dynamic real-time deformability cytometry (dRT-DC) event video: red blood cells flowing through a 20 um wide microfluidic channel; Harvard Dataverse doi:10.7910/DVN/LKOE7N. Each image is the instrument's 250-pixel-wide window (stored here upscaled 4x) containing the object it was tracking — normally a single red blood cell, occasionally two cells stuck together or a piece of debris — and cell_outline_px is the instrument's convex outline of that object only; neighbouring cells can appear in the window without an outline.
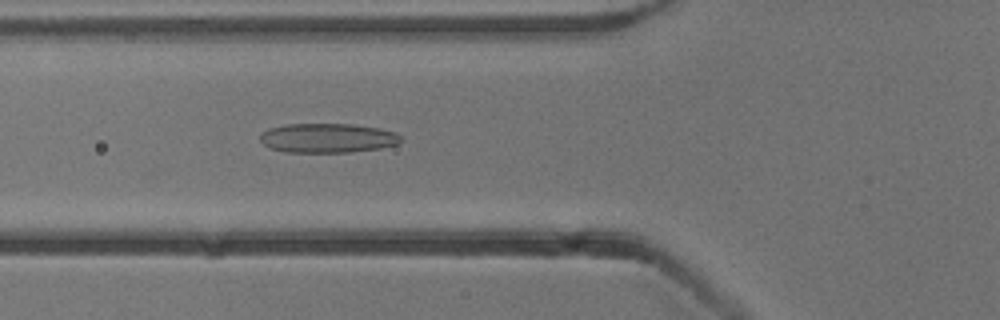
{"species": "common noctule bat (a hibernating species)", "species_latin": "Nyctalus noctula", "temperature_condition": "cold", "stored_images_in_passage": 51, "camera_frame_rate_fps": 3000, "um_per_image_px": 0.085, "animal": {"sex": "male", "body_mass_g": 13.3}, "frame": {"image": 1, "passage_image": 17, "time_ms": 5.333, "image_size_px": [1000, 320], "cell_outline_px": [[404, 140], [396, 144], [380, 148], [352, 152], [284, 152], [268, 148], [260, 140], [260, 132], [268, 128], [288, 124], [352, 124], [380, 128], [396, 132]], "centroid_in_image_um": [27.83, 11.73], "position_along_channel_um": 98.0, "area_um2": 24.33}}
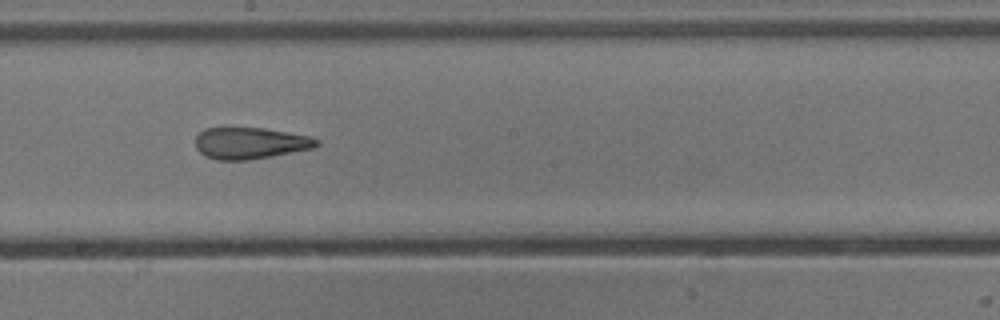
{"frame": {"image": 2, "passage_image": 27, "time_ms": 8.667, "image_size_px": [1000, 320], "cell_outline_px": [[320, 144], [312, 148], [272, 156], [248, 160], [216, 160], [204, 156], [196, 148], [196, 136], [204, 128], [264, 128], [312, 136], [320, 140]], "centroid_in_image_um": [21.28, 12.17], "position_along_channel_um": 226.9, "area_um2": 22.37}}
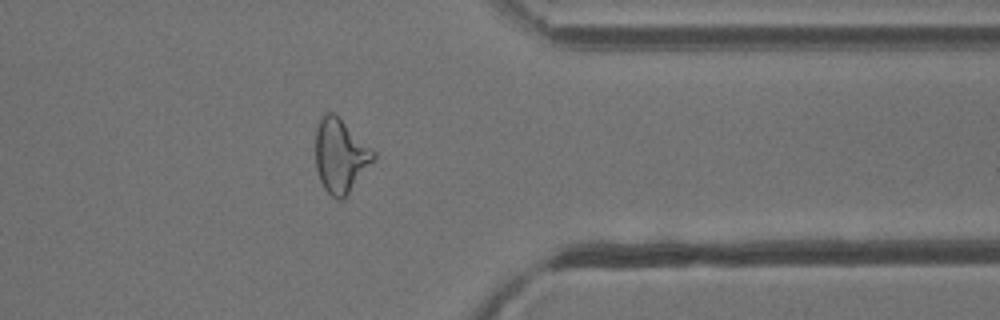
{"frame": {"image": 3, "passage_image": 40, "time_ms": 13.0, "image_size_px": [1000, 320], "cell_outline_px": [[376, 160], [344, 200], [336, 200], [324, 188], [320, 180], [316, 168], [316, 128], [324, 112], [332, 112], [376, 152]], "centroid_in_image_um": [28.96, 13.3], "position_along_channel_um": 382.4, "area_um2": 24.97}, "authors_computed_cell_mechanics": {"area_um2": 24.9118, "velocity_mm_per_s": 3.8401, "shape_relaxation_time_tau1_ms": null, "shape_relaxation_time_tau2_ms": 2.0737, "deformation_change_tau1": null, "deformation_change_tau2": 0.1232}}